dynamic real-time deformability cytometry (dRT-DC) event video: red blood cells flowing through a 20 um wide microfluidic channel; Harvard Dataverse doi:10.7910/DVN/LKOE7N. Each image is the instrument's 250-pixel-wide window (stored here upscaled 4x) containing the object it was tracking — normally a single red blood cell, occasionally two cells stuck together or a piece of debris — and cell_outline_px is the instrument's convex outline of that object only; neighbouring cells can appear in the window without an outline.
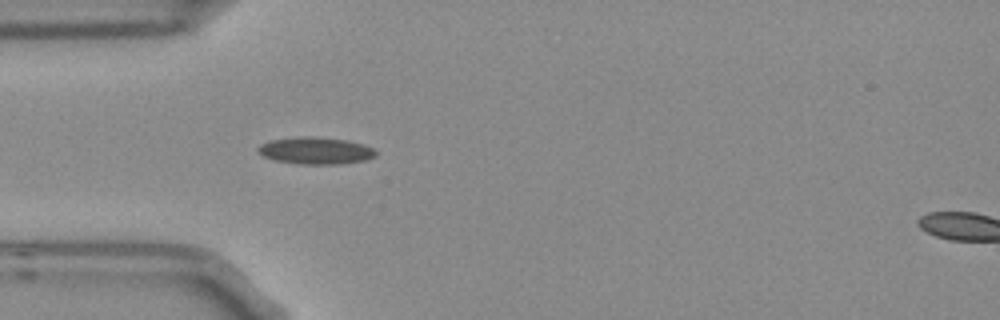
{"species": "Egyptian fruit bat (a non-hibernating species)", "species_latin": "Rousettus aegyptiacus", "temperature_condition": "room temperature", "stored_images_in_passage": 2, "segment_of_instrument_passage": [1, 2], "camera_frame_rate_fps": 3000, "um_per_image_px": 0.085, "frame": {"image": 1, "passage_image": 1, "time_ms": 0.0, "image_size_px": [1000, 320], "cell_outline_px": [[376, 156], [364, 160], [340, 164], [300, 164], [276, 160], [264, 156], [256, 148], [260, 144], [272, 140], [300, 136], [312, 136], [348, 140], [364, 144], [372, 148], [376, 152]], "centroid_in_image_um": [26.85, 12.8], "position_along_channel_um": 58.2, "area_um2": 18.44}}